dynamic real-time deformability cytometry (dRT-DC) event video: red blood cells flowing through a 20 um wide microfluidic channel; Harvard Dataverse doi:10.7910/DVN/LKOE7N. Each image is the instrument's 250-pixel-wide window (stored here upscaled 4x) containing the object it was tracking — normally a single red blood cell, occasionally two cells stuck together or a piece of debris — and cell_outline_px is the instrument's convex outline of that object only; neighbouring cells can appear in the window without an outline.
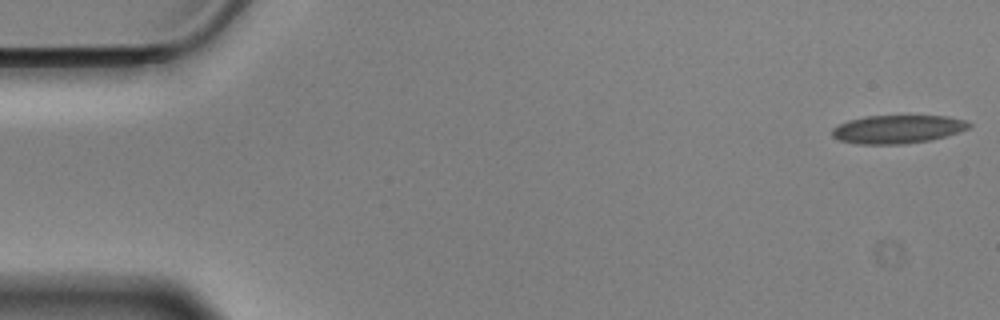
{"species": "Egyptian fruit bat (a non-hibernating species)", "species_latin": "Rousettus aegyptiacus", "temperature_condition": "cold", "stored_images_in_passage": 56, "camera_frame_rate_fps": 3000, "um_per_image_px": 0.085, "animal": {"sex": "male"}, "frame": {"image": 1, "passage_image": 1, "time_ms": 0.0, "image_size_px": [1000, 320], "cell_outline_px": [[972, 124], [968, 128], [932, 140], [904, 144], [856, 144], [840, 140], [832, 136], [832, 128], [848, 120], [864, 116], [948, 116], [964, 120]], "centroid_in_image_um": [76.26, 10.98], "position_along_channel_um": 8.7, "area_um2": 22.48}}
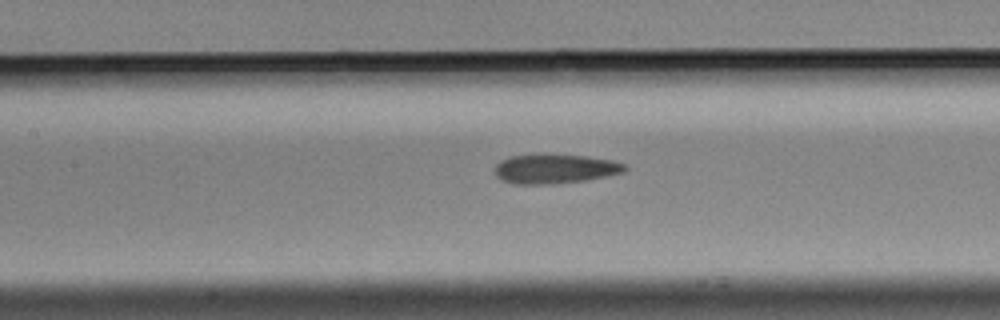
{"frame": {"image": 2, "passage_image": 25, "time_ms": 8.0, "image_size_px": [1000, 320], "cell_outline_px": [[628, 168], [624, 172], [584, 180], [544, 184], [512, 184], [496, 176], [496, 164], [500, 160], [508, 156], [588, 156], [612, 160], [628, 164]], "centroid_in_image_um": [47.2, 14.36], "position_along_channel_um": 160.2, "area_um2": 21.62}}
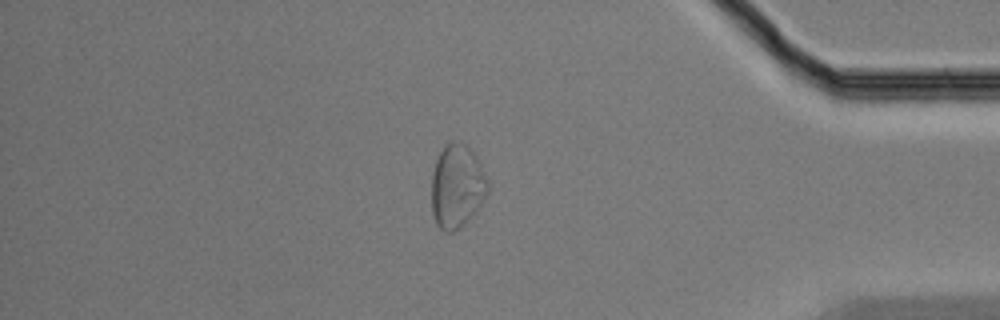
{"frame": {"image": 3, "passage_image": 48, "time_ms": 15.667, "image_size_px": [1000, 320], "cell_outline_px": [[488, 192], [472, 216], [460, 228], [452, 232], [444, 232], [436, 224], [432, 212], [432, 172], [436, 160], [440, 152], [452, 140], [456, 140], [468, 144], [484, 172], [488, 184]], "centroid_in_image_um": [38.83, 15.83], "position_along_channel_um": 396.4, "area_um2": 27.28}, "authors_computed_cell_mechanics": {"area_um2": 22.8021, "velocity_mm_per_s": 3.4983, "shape_relaxation_time_tau1_ms": null, "shape_relaxation_time_tau2_ms": 4.0865, "deformation_change_tau1": null, "deformation_change_tau2": 0.1073}}